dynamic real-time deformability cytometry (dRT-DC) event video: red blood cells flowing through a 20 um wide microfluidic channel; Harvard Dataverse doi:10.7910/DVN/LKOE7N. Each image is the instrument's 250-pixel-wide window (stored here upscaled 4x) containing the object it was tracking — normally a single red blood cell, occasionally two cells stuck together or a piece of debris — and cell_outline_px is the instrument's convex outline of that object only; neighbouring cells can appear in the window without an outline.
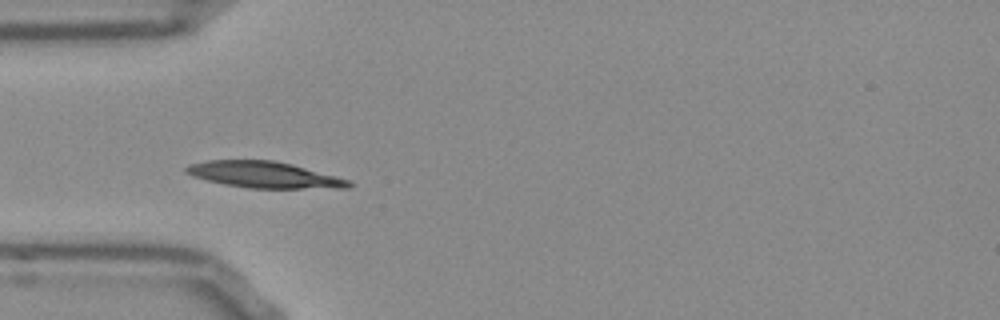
{"species": "Egyptian fruit bat (a non-hibernating species)", "species_latin": "Rousettus aegyptiacus", "temperature_condition": "room temperature", "stored_images_in_passage": 39, "camera_frame_rate_fps": 3000, "um_per_image_px": 0.085, "frame": {"image": 1, "passage_image": 1, "time_ms": 0.0, "image_size_px": [1000, 320], "cell_outline_px": [[352, 184], [348, 188], [248, 188], [224, 184], [192, 176], [184, 172], [184, 168], [188, 164], [208, 160], [272, 160], [292, 164], [336, 176], [348, 180]], "centroid_in_image_um": [22.41, 14.85], "position_along_channel_um": 62.6, "area_um2": 24.8}}
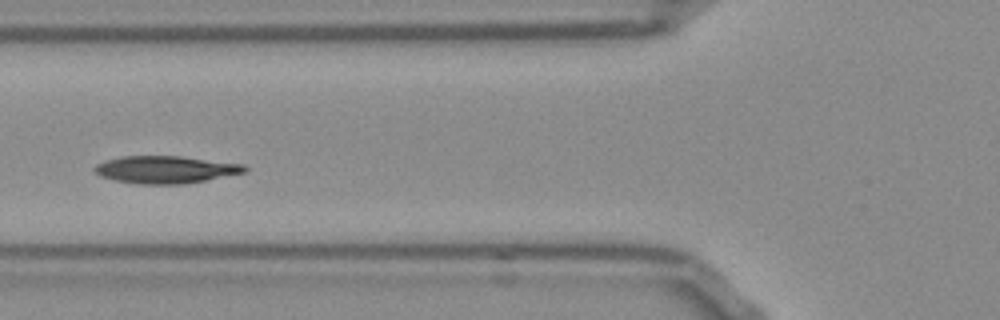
{"frame": {"image": 2, "passage_image": 5, "time_ms": 1.333, "image_size_px": [1000, 320], "cell_outline_px": [[248, 168], [244, 172], [184, 184], [136, 184], [116, 180], [100, 176], [92, 168], [96, 164], [104, 160], [120, 156], [180, 156], [244, 164]], "centroid_in_image_um": [14.02, 14.41], "position_along_channel_um": 111.8, "area_um2": 23.87}}
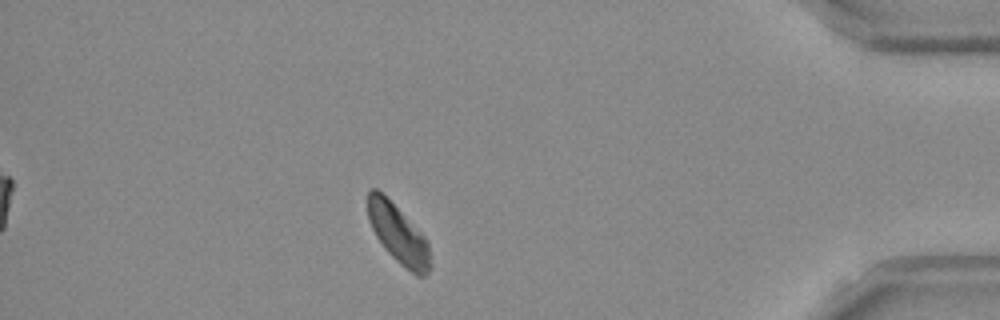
{"frame": {"image": 3, "passage_image": 32, "time_ms": 10.333, "image_size_px": [1000, 320], "cell_outline_px": [[432, 268], [424, 276], [416, 276], [400, 264], [384, 248], [376, 236], [368, 220], [368, 192], [372, 188], [376, 188], [428, 240], [432, 264]], "centroid_in_image_um": [33.88, 19.97], "position_along_channel_um": 401.3, "area_um2": 21.04}, "authors_computed_cell_mechanics": {"area_um2": 23.0044, "velocity_mm_per_s": 3.7314, "shape_relaxation_time_tau1_ms": 2.414, "shape_relaxation_time_tau2_ms": 5.7737, "deformation_change_tau1": 0.1157, "deformation_change_tau2": 0.0728}}